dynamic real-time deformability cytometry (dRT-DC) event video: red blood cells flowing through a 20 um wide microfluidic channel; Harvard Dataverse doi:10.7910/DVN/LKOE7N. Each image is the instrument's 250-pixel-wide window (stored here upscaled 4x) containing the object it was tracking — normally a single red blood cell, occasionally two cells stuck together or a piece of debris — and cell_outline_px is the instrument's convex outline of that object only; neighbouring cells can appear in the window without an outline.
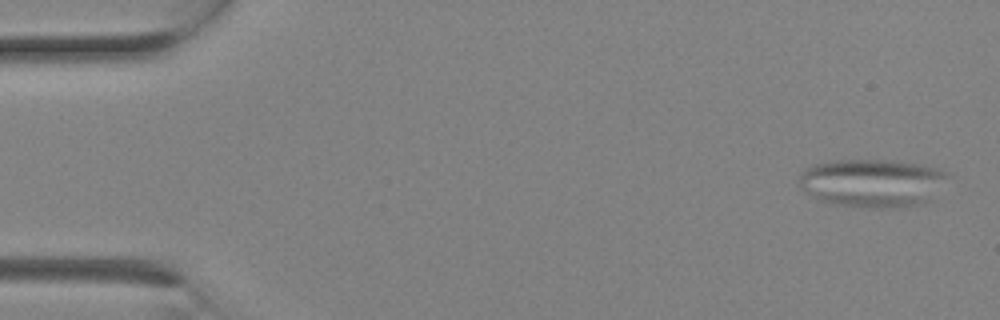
{"species": "Egyptian fruit bat (a non-hibernating species)", "species_latin": "Rousettus aegyptiacus", "temperature_condition": "room temperature", "stored_images_in_passage": 2, "camera_frame_rate_fps": 3000, "um_per_image_px": 0.085, "animal": {"sex": "female"}, "frame": {"image": 1, "passage_image": 1, "time_ms": 0.0, "image_size_px": [1000, 320], "cell_outline_px": [[952, 176], [932, 200], [924, 204], [900, 208], [864, 208], [832, 204], [820, 200], [804, 192], [800, 188], [800, 172], [804, 168], [812, 164], [836, 160], [896, 160], [920, 164], [936, 168]], "centroid_in_image_um": [74.19, 15.56], "position_along_channel_um": 10.8, "area_um2": 42.83}}
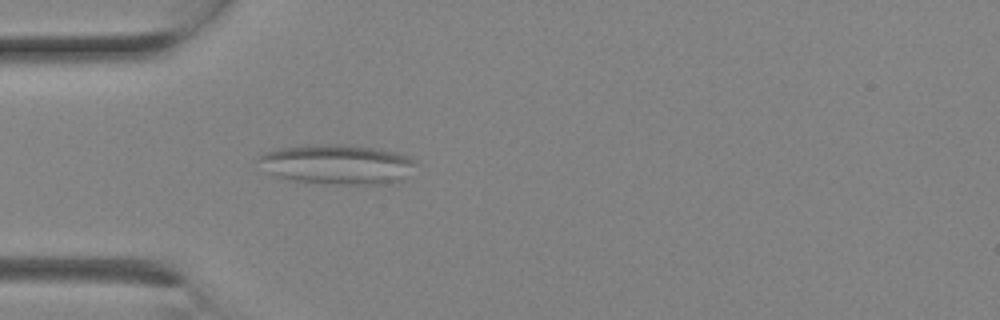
{"frame": {"image": 2, "passage_image": 2, "time_ms": 0.333, "image_size_px": [1000, 320], "cell_outline_px": [[416, 164], [404, 180], [396, 184], [332, 184], [296, 180], [276, 176], [264, 172], [256, 160], [256, 156], [264, 152], [276, 148], [304, 144], [348, 144], [376, 148], [396, 152], [408, 156], [416, 160]], "centroid_in_image_um": [28.64, 13.95], "position_along_channel_um": 56.4, "area_um2": 37.34}}